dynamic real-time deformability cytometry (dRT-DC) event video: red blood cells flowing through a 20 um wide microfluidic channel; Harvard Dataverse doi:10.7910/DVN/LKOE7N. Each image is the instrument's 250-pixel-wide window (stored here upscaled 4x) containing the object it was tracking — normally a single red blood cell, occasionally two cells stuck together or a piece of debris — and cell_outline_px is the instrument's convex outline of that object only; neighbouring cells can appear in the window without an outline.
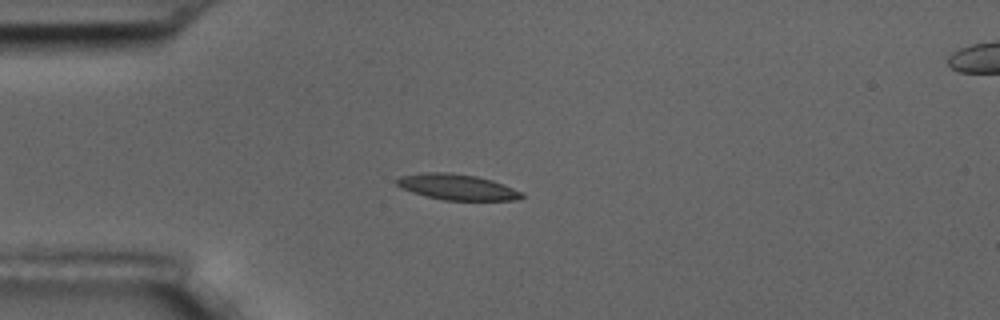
{"species": "common noctule bat (a hibernating species)", "species_latin": "Nyctalus noctula", "temperature_condition": "room temperature", "stored_images_in_passage": 14, "camera_frame_rate_fps": 3000, "um_per_image_px": 0.085, "animal": {"sex": "male", "body_mass_g": 17.5, "forearm_length_mm": 52.3}, "frame": {"image": 1, "passage_image": 3, "time_ms": 3.333, "image_size_px": [1000, 320], "cell_outline_px": [[524, 196], [516, 200], [444, 200], [424, 196], [412, 192], [396, 184], [396, 180], [400, 176], [420, 172], [448, 172], [476, 176], [492, 180], [504, 184], [524, 192]], "centroid_in_image_um": [38.87, 15.89], "position_along_channel_um": 46.1, "area_um2": 18.84}}
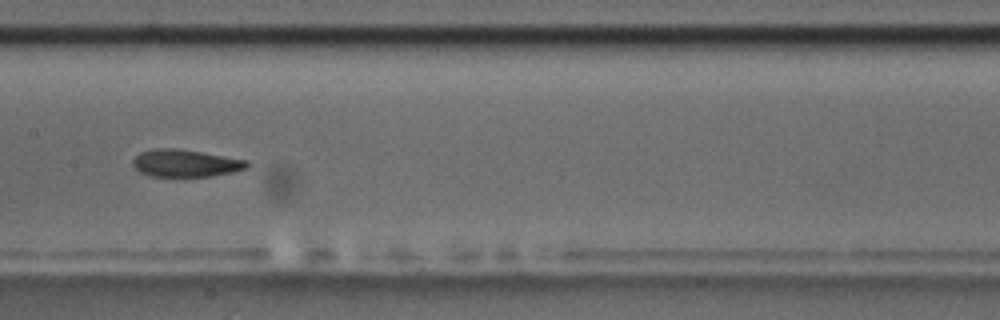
{"frame": {"image": 2, "passage_image": 7, "time_ms": 8.0, "image_size_px": [1000, 320], "cell_outline_px": [[248, 168], [232, 172], [212, 176], [152, 176], [140, 172], [132, 164], [132, 160], [140, 152], [152, 148], [176, 148], [248, 160]], "centroid_in_image_um": [15.75, 13.86], "position_along_channel_um": 191.6, "area_um2": 18.09}}
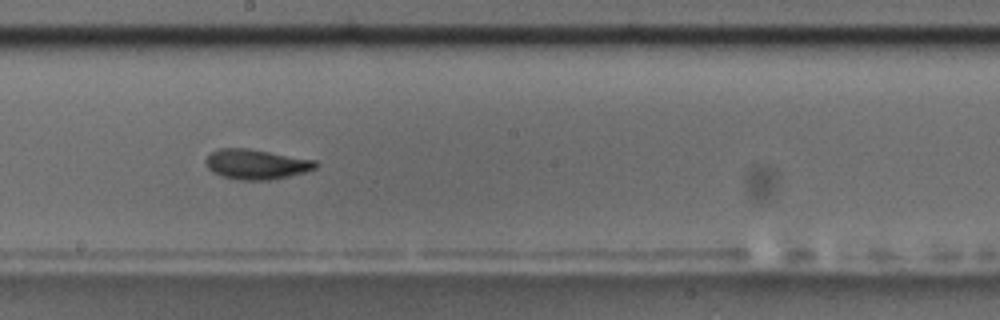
{"frame": {"image": 3, "passage_image": 8, "time_ms": 9.0, "image_size_px": [1000, 320], "cell_outline_px": [[320, 164], [316, 168], [304, 172], [288, 176], [268, 180], [240, 180], [220, 176], [212, 172], [204, 164], [204, 160], [212, 152], [220, 148], [248, 148], [316, 160]], "centroid_in_image_um": [21.77, 13.96], "position_along_channel_um": 226.4, "area_um2": 19.31}, "authors_computed_cell_mechanics": {"area_um2": 18.2648, "velocity_mm_per_s": 3.498, "shape_relaxation_time_tau1_ms": 3.1753, "shape_relaxation_time_tau2_ms": 1.8819, "deformation_change_tau1": 0.1153, "deformation_change_tau2": 0.0674}}